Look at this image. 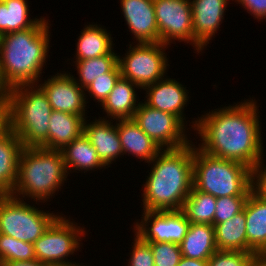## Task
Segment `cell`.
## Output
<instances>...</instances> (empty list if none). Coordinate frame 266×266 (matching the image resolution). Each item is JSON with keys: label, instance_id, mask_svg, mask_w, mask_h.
I'll return each mask as SVG.
<instances>
[{"label": "cell", "instance_id": "cell-1", "mask_svg": "<svg viewBox=\"0 0 266 266\" xmlns=\"http://www.w3.org/2000/svg\"><path fill=\"white\" fill-rule=\"evenodd\" d=\"M255 99L214 109L194 122L191 128L201 137L198 148L226 160L253 168L263 158V141ZM216 110V111H215Z\"/></svg>", "mask_w": 266, "mask_h": 266}, {"label": "cell", "instance_id": "cell-2", "mask_svg": "<svg viewBox=\"0 0 266 266\" xmlns=\"http://www.w3.org/2000/svg\"><path fill=\"white\" fill-rule=\"evenodd\" d=\"M191 142L178 149H163L151 162L143 185L144 211L181 210L193 187V152Z\"/></svg>", "mask_w": 266, "mask_h": 266}, {"label": "cell", "instance_id": "cell-3", "mask_svg": "<svg viewBox=\"0 0 266 266\" xmlns=\"http://www.w3.org/2000/svg\"><path fill=\"white\" fill-rule=\"evenodd\" d=\"M48 25V19L41 17L32 28L0 36V68L10 89L41 81L39 77L50 50Z\"/></svg>", "mask_w": 266, "mask_h": 266}, {"label": "cell", "instance_id": "cell-4", "mask_svg": "<svg viewBox=\"0 0 266 266\" xmlns=\"http://www.w3.org/2000/svg\"><path fill=\"white\" fill-rule=\"evenodd\" d=\"M67 176L60 150L25 147L20 156L18 177L11 195L19 199L29 197L36 204L37 201L46 202L55 191L61 189Z\"/></svg>", "mask_w": 266, "mask_h": 266}, {"label": "cell", "instance_id": "cell-5", "mask_svg": "<svg viewBox=\"0 0 266 266\" xmlns=\"http://www.w3.org/2000/svg\"><path fill=\"white\" fill-rule=\"evenodd\" d=\"M52 107L43 90L35 85L11 89L5 113L8 127L18 135L24 147L48 149L49 118Z\"/></svg>", "mask_w": 266, "mask_h": 266}, {"label": "cell", "instance_id": "cell-6", "mask_svg": "<svg viewBox=\"0 0 266 266\" xmlns=\"http://www.w3.org/2000/svg\"><path fill=\"white\" fill-rule=\"evenodd\" d=\"M193 187L215 198L248 196L253 189L252 169L240 162L209 155L194 145Z\"/></svg>", "mask_w": 266, "mask_h": 266}, {"label": "cell", "instance_id": "cell-7", "mask_svg": "<svg viewBox=\"0 0 266 266\" xmlns=\"http://www.w3.org/2000/svg\"><path fill=\"white\" fill-rule=\"evenodd\" d=\"M38 209L11 194L0 195V234L33 244L59 216Z\"/></svg>", "mask_w": 266, "mask_h": 266}, {"label": "cell", "instance_id": "cell-8", "mask_svg": "<svg viewBox=\"0 0 266 266\" xmlns=\"http://www.w3.org/2000/svg\"><path fill=\"white\" fill-rule=\"evenodd\" d=\"M129 46L127 55L122 58L118 56V65L123 78L144 89L166 76L169 63L165 50L168 45L156 42Z\"/></svg>", "mask_w": 266, "mask_h": 266}, {"label": "cell", "instance_id": "cell-9", "mask_svg": "<svg viewBox=\"0 0 266 266\" xmlns=\"http://www.w3.org/2000/svg\"><path fill=\"white\" fill-rule=\"evenodd\" d=\"M82 228L59 215L33 243L36 260L49 266L73 263L67 257L80 248L81 236L86 232Z\"/></svg>", "mask_w": 266, "mask_h": 266}, {"label": "cell", "instance_id": "cell-10", "mask_svg": "<svg viewBox=\"0 0 266 266\" xmlns=\"http://www.w3.org/2000/svg\"><path fill=\"white\" fill-rule=\"evenodd\" d=\"M132 119L162 149H178L192 142L185 134L187 126L177 116L151 108L143 102Z\"/></svg>", "mask_w": 266, "mask_h": 266}, {"label": "cell", "instance_id": "cell-11", "mask_svg": "<svg viewBox=\"0 0 266 266\" xmlns=\"http://www.w3.org/2000/svg\"><path fill=\"white\" fill-rule=\"evenodd\" d=\"M160 42L184 41L194 45L190 0H154Z\"/></svg>", "mask_w": 266, "mask_h": 266}, {"label": "cell", "instance_id": "cell-12", "mask_svg": "<svg viewBox=\"0 0 266 266\" xmlns=\"http://www.w3.org/2000/svg\"><path fill=\"white\" fill-rule=\"evenodd\" d=\"M142 216L140 223L134 225V232L145 242L180 244L190 226L181 210L144 211Z\"/></svg>", "mask_w": 266, "mask_h": 266}, {"label": "cell", "instance_id": "cell-13", "mask_svg": "<svg viewBox=\"0 0 266 266\" xmlns=\"http://www.w3.org/2000/svg\"><path fill=\"white\" fill-rule=\"evenodd\" d=\"M42 84V85H41ZM46 94L53 111H63L85 119L88 103L85 89L80 87L72 74L58 73L38 85Z\"/></svg>", "mask_w": 266, "mask_h": 266}, {"label": "cell", "instance_id": "cell-14", "mask_svg": "<svg viewBox=\"0 0 266 266\" xmlns=\"http://www.w3.org/2000/svg\"><path fill=\"white\" fill-rule=\"evenodd\" d=\"M192 9V29L196 52L204 47L220 28L228 0H190Z\"/></svg>", "mask_w": 266, "mask_h": 266}, {"label": "cell", "instance_id": "cell-15", "mask_svg": "<svg viewBox=\"0 0 266 266\" xmlns=\"http://www.w3.org/2000/svg\"><path fill=\"white\" fill-rule=\"evenodd\" d=\"M126 24L138 43L160 42L154 0H121Z\"/></svg>", "mask_w": 266, "mask_h": 266}, {"label": "cell", "instance_id": "cell-16", "mask_svg": "<svg viewBox=\"0 0 266 266\" xmlns=\"http://www.w3.org/2000/svg\"><path fill=\"white\" fill-rule=\"evenodd\" d=\"M146 91L145 104L156 110L177 116L185 123L184 106L187 105L188 90L175 79L162 78L156 83L144 88ZM184 117V118H183Z\"/></svg>", "mask_w": 266, "mask_h": 266}, {"label": "cell", "instance_id": "cell-17", "mask_svg": "<svg viewBox=\"0 0 266 266\" xmlns=\"http://www.w3.org/2000/svg\"><path fill=\"white\" fill-rule=\"evenodd\" d=\"M99 118L98 120L95 119L94 122H90V124L85 119L83 133L96 149L101 162L108 166L123 155V150L118 135L117 120L114 126L111 122L113 120Z\"/></svg>", "mask_w": 266, "mask_h": 266}, {"label": "cell", "instance_id": "cell-18", "mask_svg": "<svg viewBox=\"0 0 266 266\" xmlns=\"http://www.w3.org/2000/svg\"><path fill=\"white\" fill-rule=\"evenodd\" d=\"M24 145L9 127L0 134V195L12 194Z\"/></svg>", "mask_w": 266, "mask_h": 266}, {"label": "cell", "instance_id": "cell-19", "mask_svg": "<svg viewBox=\"0 0 266 266\" xmlns=\"http://www.w3.org/2000/svg\"><path fill=\"white\" fill-rule=\"evenodd\" d=\"M117 130L123 155L128 153L146 163L151 162L163 149L146 135L131 119L117 120Z\"/></svg>", "mask_w": 266, "mask_h": 266}, {"label": "cell", "instance_id": "cell-20", "mask_svg": "<svg viewBox=\"0 0 266 266\" xmlns=\"http://www.w3.org/2000/svg\"><path fill=\"white\" fill-rule=\"evenodd\" d=\"M244 209L248 252L266 253V199L252 189Z\"/></svg>", "mask_w": 266, "mask_h": 266}, {"label": "cell", "instance_id": "cell-21", "mask_svg": "<svg viewBox=\"0 0 266 266\" xmlns=\"http://www.w3.org/2000/svg\"><path fill=\"white\" fill-rule=\"evenodd\" d=\"M135 88L139 89L140 87L121 76L105 101L99 104L107 114L103 119H107V117L113 118V120L133 118L140 105V102H137L139 100H137Z\"/></svg>", "mask_w": 266, "mask_h": 266}, {"label": "cell", "instance_id": "cell-22", "mask_svg": "<svg viewBox=\"0 0 266 266\" xmlns=\"http://www.w3.org/2000/svg\"><path fill=\"white\" fill-rule=\"evenodd\" d=\"M83 116L52 111L49 118L48 149L61 150L83 133Z\"/></svg>", "mask_w": 266, "mask_h": 266}, {"label": "cell", "instance_id": "cell-23", "mask_svg": "<svg viewBox=\"0 0 266 266\" xmlns=\"http://www.w3.org/2000/svg\"><path fill=\"white\" fill-rule=\"evenodd\" d=\"M179 245L183 257L208 260L218 250L214 226L190 223L187 234Z\"/></svg>", "mask_w": 266, "mask_h": 266}, {"label": "cell", "instance_id": "cell-24", "mask_svg": "<svg viewBox=\"0 0 266 266\" xmlns=\"http://www.w3.org/2000/svg\"><path fill=\"white\" fill-rule=\"evenodd\" d=\"M60 151L68 174L71 168L72 170L75 169V171L84 170V173L97 168H107L99 159L96 149L84 133L71 143L65 145Z\"/></svg>", "mask_w": 266, "mask_h": 266}, {"label": "cell", "instance_id": "cell-25", "mask_svg": "<svg viewBox=\"0 0 266 266\" xmlns=\"http://www.w3.org/2000/svg\"><path fill=\"white\" fill-rule=\"evenodd\" d=\"M214 233L218 250L248 252L245 209L227 221L214 225Z\"/></svg>", "mask_w": 266, "mask_h": 266}, {"label": "cell", "instance_id": "cell-26", "mask_svg": "<svg viewBox=\"0 0 266 266\" xmlns=\"http://www.w3.org/2000/svg\"><path fill=\"white\" fill-rule=\"evenodd\" d=\"M76 49V61L93 59L102 55H108L112 50L114 44L110 32L98 24L85 25L78 37Z\"/></svg>", "mask_w": 266, "mask_h": 266}, {"label": "cell", "instance_id": "cell-27", "mask_svg": "<svg viewBox=\"0 0 266 266\" xmlns=\"http://www.w3.org/2000/svg\"><path fill=\"white\" fill-rule=\"evenodd\" d=\"M26 0H0V36L34 27L40 20L29 16Z\"/></svg>", "mask_w": 266, "mask_h": 266}, {"label": "cell", "instance_id": "cell-28", "mask_svg": "<svg viewBox=\"0 0 266 266\" xmlns=\"http://www.w3.org/2000/svg\"><path fill=\"white\" fill-rule=\"evenodd\" d=\"M217 198L192 187L181 211L190 223L213 225Z\"/></svg>", "mask_w": 266, "mask_h": 266}, {"label": "cell", "instance_id": "cell-29", "mask_svg": "<svg viewBox=\"0 0 266 266\" xmlns=\"http://www.w3.org/2000/svg\"><path fill=\"white\" fill-rule=\"evenodd\" d=\"M117 53L111 51L108 55H102L93 59L74 61L79 79L74 78L76 83L85 89L95 78L105 76V73L110 72L118 64ZM77 79V80H76ZM79 80V81H78Z\"/></svg>", "mask_w": 266, "mask_h": 266}, {"label": "cell", "instance_id": "cell-30", "mask_svg": "<svg viewBox=\"0 0 266 266\" xmlns=\"http://www.w3.org/2000/svg\"><path fill=\"white\" fill-rule=\"evenodd\" d=\"M32 260H36L32 243L0 234V265L5 262Z\"/></svg>", "mask_w": 266, "mask_h": 266}, {"label": "cell", "instance_id": "cell-31", "mask_svg": "<svg viewBox=\"0 0 266 266\" xmlns=\"http://www.w3.org/2000/svg\"><path fill=\"white\" fill-rule=\"evenodd\" d=\"M120 77V68L117 64L110 72L105 73V76L95 78V80L85 88V92L87 91L90 97L93 96V98H95L94 100L102 104Z\"/></svg>", "mask_w": 266, "mask_h": 266}, {"label": "cell", "instance_id": "cell-32", "mask_svg": "<svg viewBox=\"0 0 266 266\" xmlns=\"http://www.w3.org/2000/svg\"><path fill=\"white\" fill-rule=\"evenodd\" d=\"M155 266H177L182 257L180 245L171 242H148Z\"/></svg>", "mask_w": 266, "mask_h": 266}, {"label": "cell", "instance_id": "cell-33", "mask_svg": "<svg viewBox=\"0 0 266 266\" xmlns=\"http://www.w3.org/2000/svg\"><path fill=\"white\" fill-rule=\"evenodd\" d=\"M248 196H225L218 197L216 201V211L213 226L227 221L244 208Z\"/></svg>", "mask_w": 266, "mask_h": 266}, {"label": "cell", "instance_id": "cell-34", "mask_svg": "<svg viewBox=\"0 0 266 266\" xmlns=\"http://www.w3.org/2000/svg\"><path fill=\"white\" fill-rule=\"evenodd\" d=\"M252 254L246 251L217 250L207 260V266H247Z\"/></svg>", "mask_w": 266, "mask_h": 266}, {"label": "cell", "instance_id": "cell-35", "mask_svg": "<svg viewBox=\"0 0 266 266\" xmlns=\"http://www.w3.org/2000/svg\"><path fill=\"white\" fill-rule=\"evenodd\" d=\"M134 235L128 266H155L150 244L143 241L137 234L134 233Z\"/></svg>", "mask_w": 266, "mask_h": 266}, {"label": "cell", "instance_id": "cell-36", "mask_svg": "<svg viewBox=\"0 0 266 266\" xmlns=\"http://www.w3.org/2000/svg\"><path fill=\"white\" fill-rule=\"evenodd\" d=\"M262 163H263V158L253 168L252 183H253V190L261 197L266 199V166Z\"/></svg>", "mask_w": 266, "mask_h": 266}, {"label": "cell", "instance_id": "cell-37", "mask_svg": "<svg viewBox=\"0 0 266 266\" xmlns=\"http://www.w3.org/2000/svg\"><path fill=\"white\" fill-rule=\"evenodd\" d=\"M241 4L245 10L255 19L257 18L259 21L262 19H266V0H235V2Z\"/></svg>", "mask_w": 266, "mask_h": 266}, {"label": "cell", "instance_id": "cell-38", "mask_svg": "<svg viewBox=\"0 0 266 266\" xmlns=\"http://www.w3.org/2000/svg\"><path fill=\"white\" fill-rule=\"evenodd\" d=\"M11 89L4 81L0 68V116H4L8 106Z\"/></svg>", "mask_w": 266, "mask_h": 266}, {"label": "cell", "instance_id": "cell-39", "mask_svg": "<svg viewBox=\"0 0 266 266\" xmlns=\"http://www.w3.org/2000/svg\"><path fill=\"white\" fill-rule=\"evenodd\" d=\"M247 266H266V253H253L248 260Z\"/></svg>", "mask_w": 266, "mask_h": 266}, {"label": "cell", "instance_id": "cell-40", "mask_svg": "<svg viewBox=\"0 0 266 266\" xmlns=\"http://www.w3.org/2000/svg\"><path fill=\"white\" fill-rule=\"evenodd\" d=\"M177 266H207V260H198L182 256Z\"/></svg>", "mask_w": 266, "mask_h": 266}, {"label": "cell", "instance_id": "cell-41", "mask_svg": "<svg viewBox=\"0 0 266 266\" xmlns=\"http://www.w3.org/2000/svg\"><path fill=\"white\" fill-rule=\"evenodd\" d=\"M1 266H49L38 260L5 262Z\"/></svg>", "mask_w": 266, "mask_h": 266}, {"label": "cell", "instance_id": "cell-42", "mask_svg": "<svg viewBox=\"0 0 266 266\" xmlns=\"http://www.w3.org/2000/svg\"><path fill=\"white\" fill-rule=\"evenodd\" d=\"M8 127L5 116H0V134Z\"/></svg>", "mask_w": 266, "mask_h": 266}, {"label": "cell", "instance_id": "cell-43", "mask_svg": "<svg viewBox=\"0 0 266 266\" xmlns=\"http://www.w3.org/2000/svg\"><path fill=\"white\" fill-rule=\"evenodd\" d=\"M52 266H81L79 263L77 264V263H71V264H64V265H52ZM83 266V265H82Z\"/></svg>", "mask_w": 266, "mask_h": 266}]
</instances>
